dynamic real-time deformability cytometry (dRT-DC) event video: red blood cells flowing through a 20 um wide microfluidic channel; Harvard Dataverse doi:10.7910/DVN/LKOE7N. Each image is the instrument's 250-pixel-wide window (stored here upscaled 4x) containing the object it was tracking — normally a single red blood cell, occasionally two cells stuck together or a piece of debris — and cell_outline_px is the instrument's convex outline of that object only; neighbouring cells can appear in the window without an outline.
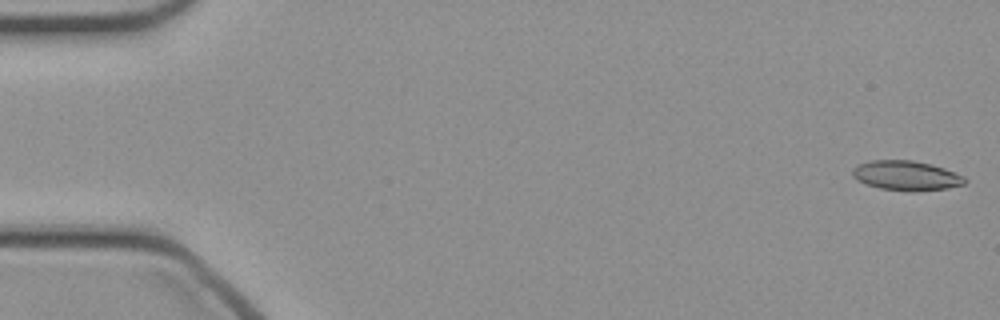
{"species": "common noctule bat (a hibernating species)", "species_latin": "Nyctalus noctula", "temperature_condition": "cold", "stored_images_in_passage": 48, "camera_frame_rate_fps": 3000, "um_per_image_px": 0.085, "animal": {"sex": "female", "body_mass_g": 21.9}, "frame": {"image": 1, "passage_image": 1, "time_ms": 0.0, "image_size_px": [1000, 320], "cell_outline_px": [[968, 180], [964, 184], [948, 188], [912, 192], [908, 192], [880, 188], [864, 184], [856, 180], [852, 176], [852, 168], [856, 164], [872, 160], [912, 160], [932, 164], [944, 168], [964, 176]], "centroid_in_image_um": [77.0, 14.93], "position_along_channel_um": 8.0, "area_um2": 19.77}}
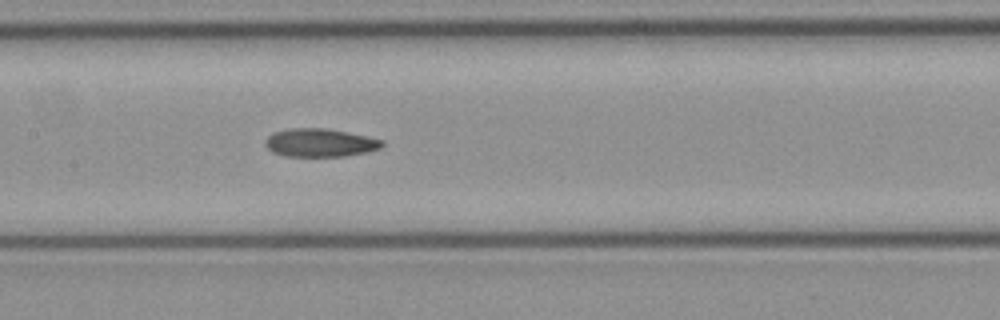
{"frame": {"image": 2, "passage_image": 23, "time_ms": 7.333, "image_size_px": [1000, 320], "cell_outline_px": [[384, 144], [380, 148], [368, 152], [344, 156], [284, 156], [272, 152], [264, 144], [264, 140], [272, 132], [288, 128], [328, 128], [368, 136], [384, 140]], "centroid_in_image_um": [27.19, 12.12], "position_along_channel_um": 180.2, "area_um2": 19.48}}
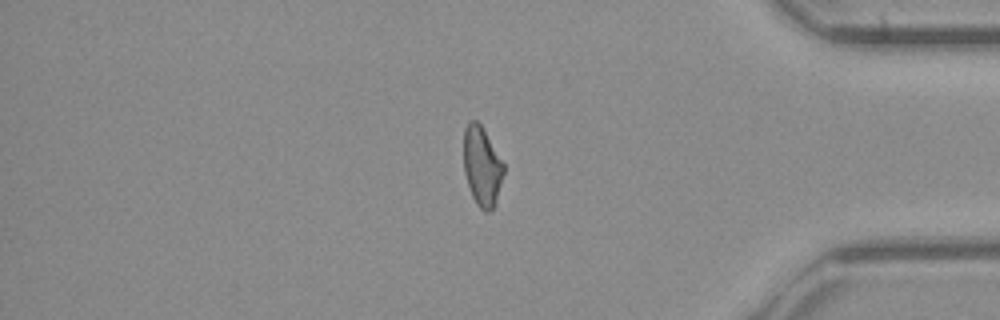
{"frame": {"image": 3, "passage_image": 40, "time_ms": 13.0, "image_size_px": [1000, 320], "cell_outline_px": [[504, 172], [496, 200], [492, 208], [488, 212], [484, 212], [476, 204], [472, 196], [464, 172], [464, 128], [468, 120], [476, 120], [480, 124], [504, 164]], "centroid_in_image_um": [40.95, 14.13], "position_along_channel_um": 394.3, "area_um2": 18.26}}